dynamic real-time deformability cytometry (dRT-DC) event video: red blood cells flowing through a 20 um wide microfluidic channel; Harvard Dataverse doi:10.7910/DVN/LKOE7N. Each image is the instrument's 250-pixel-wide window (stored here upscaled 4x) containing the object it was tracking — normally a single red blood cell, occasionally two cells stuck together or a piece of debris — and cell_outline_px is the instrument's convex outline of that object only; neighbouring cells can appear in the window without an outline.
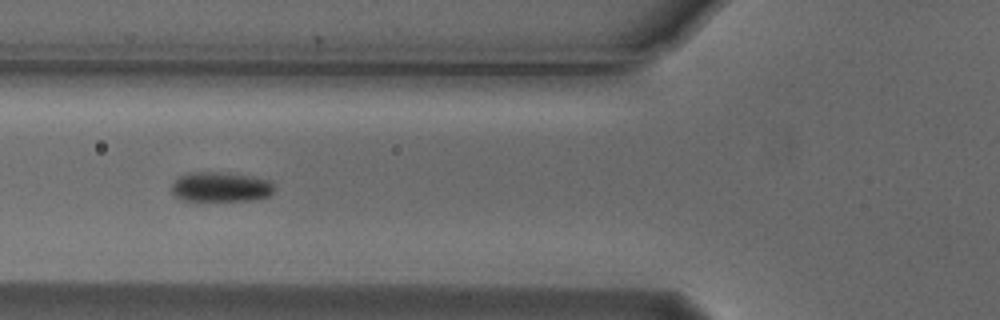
{"species": "Egyptian fruit bat (a non-hibernating species)", "species_latin": "Rousettus aegyptiacus", "temperature_condition": "cold", "stored_images_in_passage": 10, "camera_frame_rate_fps": 3000, "um_per_image_px": 0.085, "animal": {"sex": "male"}, "frame": {"image": 1, "passage_image": 6, "time_ms": 1.667, "image_size_px": [1000, 320], "cell_outline_px": [[276, 188], [268, 196], [256, 200], [184, 200], [176, 196], [172, 192], [172, 184], [180, 176], [192, 172], [224, 172], [252, 176], [268, 180]], "centroid_in_image_um": [18.79, 15.88], "position_along_channel_um": 107.0, "area_um2": 17.69}}
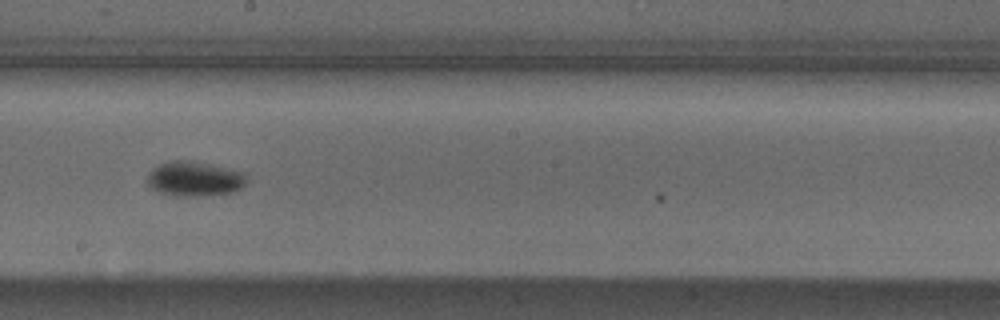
{"frame": {"image": 2, "passage_image": 9, "time_ms": 2.667, "image_size_px": [1000, 320], "cell_outline_px": [[244, 184], [236, 192], [192, 196], [176, 196], [156, 192], [148, 184], [148, 172], [152, 168], [168, 160], [192, 160], [212, 164], [244, 172]], "centroid_in_image_um": [16.48, 15.18], "position_along_channel_um": 231.7, "area_um2": 20.23}}
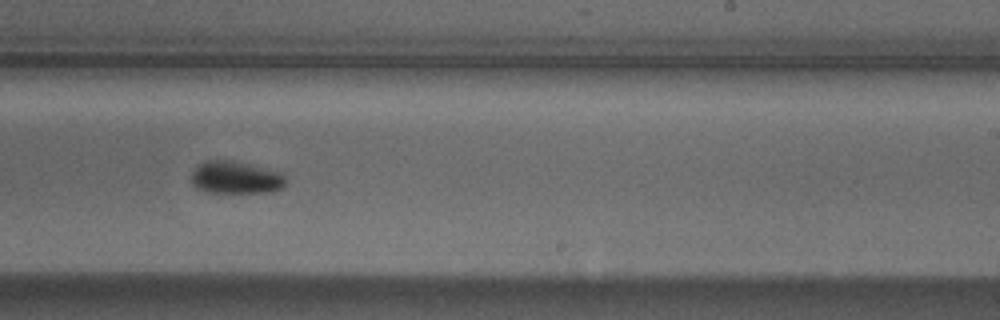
{"frame": {"image": 3, "passage_image": 10, "time_ms": 3.0, "image_size_px": [1000, 320], "cell_outline_px": [[284, 188], [272, 192], [208, 192], [196, 188], [192, 184], [192, 172], [204, 160], [232, 160], [280, 172], [284, 176]], "centroid_in_image_um": [20.02, 15.09], "position_along_channel_um": 269.0, "area_um2": 17.74}}